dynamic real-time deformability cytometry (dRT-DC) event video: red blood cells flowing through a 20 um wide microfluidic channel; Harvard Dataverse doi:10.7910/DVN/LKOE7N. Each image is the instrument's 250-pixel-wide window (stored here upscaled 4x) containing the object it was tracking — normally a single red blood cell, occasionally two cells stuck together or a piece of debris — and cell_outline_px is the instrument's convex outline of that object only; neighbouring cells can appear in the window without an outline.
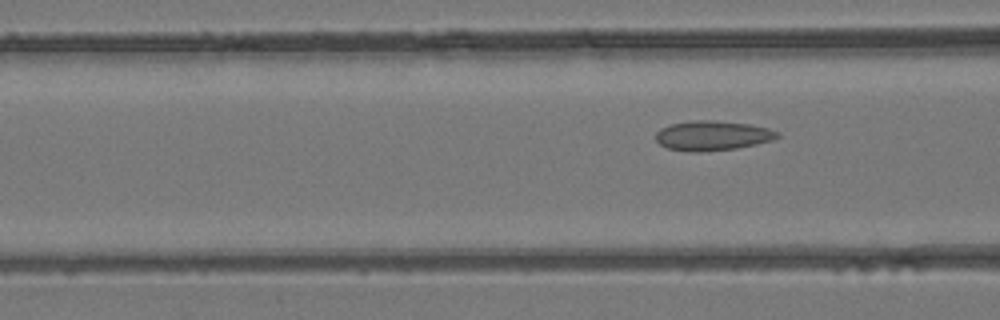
{"species": "common noctule bat (a hibernating species)", "species_latin": "Nyctalus noctula", "temperature_condition": "room temperature", "stored_images_in_passage": 5, "segment_of_instrument_passage": [2, 2], "camera_frame_rate_fps": 3000, "um_per_image_px": 0.085, "animal": {"sex": "female", "body_mass_g": 24.6, "forearm_length_mm": 56.2}, "frame": {"image": 1, "passage_image": 5, "time_ms": 5.667, "image_size_px": [1000, 320], "cell_outline_px": [[780, 136], [772, 140], [756, 144], [736, 148], [700, 152], [688, 152], [668, 148], [660, 144], [656, 140], [656, 132], [660, 128], [672, 124], [696, 120], [712, 120], [748, 124], [768, 128], [780, 132]], "centroid_in_image_um": [60.56, 11.53], "position_along_channel_um": 106.0, "area_um2": 20.98}}